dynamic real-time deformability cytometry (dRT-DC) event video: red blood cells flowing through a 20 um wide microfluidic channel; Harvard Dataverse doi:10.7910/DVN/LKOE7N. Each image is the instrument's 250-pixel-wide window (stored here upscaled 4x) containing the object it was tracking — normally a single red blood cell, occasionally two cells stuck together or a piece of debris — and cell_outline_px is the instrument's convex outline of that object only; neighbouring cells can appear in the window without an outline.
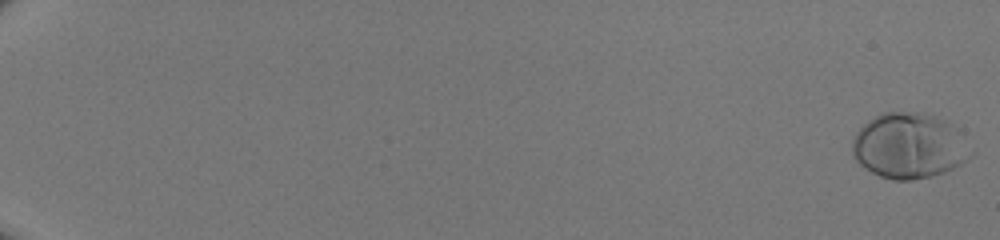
{"species": "human", "species_latin": "Homo sapiens", "temperature_condition": "room temperature", "stored_images_in_passage": 51, "camera_frame_rate_fps": 3000, "um_per_image_px": 0.085, "donor": {"sex": "male"}, "frame": {"image": 1, "passage_image": 1, "time_ms": 0.0, "image_size_px": [1000, 240], "cell_outline_px": [[976, 152], [968, 160], [944, 172], [932, 176], [912, 180], [892, 180], [880, 176], [864, 168], [852, 156], [852, 140], [856, 132], [868, 120], [884, 112], [924, 112], [936, 116], [944, 120], [956, 128]], "centroid_in_image_um": [77.3, 12.4], "position_along_channel_um": 7.7, "area_um2": 45.66}}
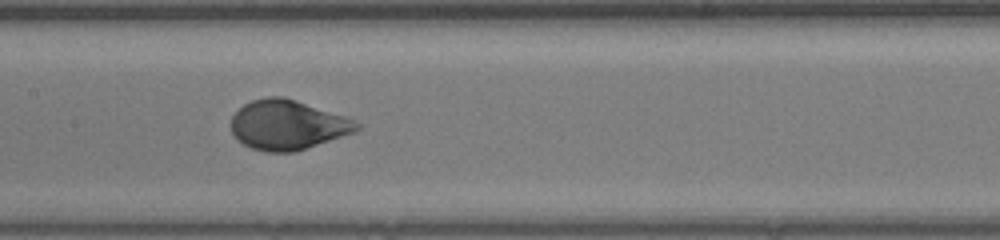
{"frame": {"image": 2, "passage_image": 30, "time_ms": 9.667, "image_size_px": [1000, 240], "cell_outline_px": [[360, 128], [356, 132], [296, 152], [268, 152], [252, 148], [236, 140], [232, 132], [232, 116], [244, 104], [252, 100], [268, 96], [284, 96], [348, 116], [356, 120], [360, 124]], "centroid_in_image_um": [24.49, 10.61], "position_along_channel_um": 182.9, "area_um2": 36.76}}
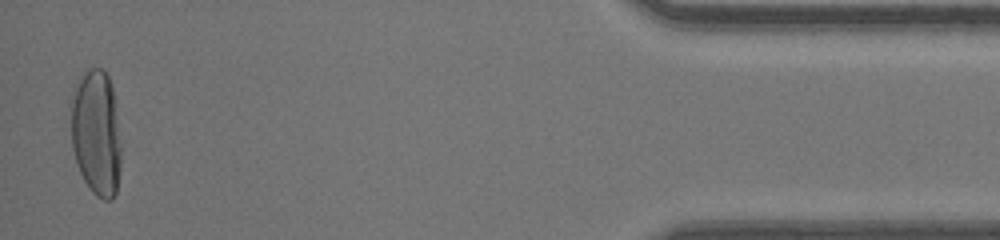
{"frame": {"image": 3, "passage_image": 51, "time_ms": 16.667, "image_size_px": [1000, 240], "cell_outline_px": [[120, 168], [116, 192], [112, 200], [104, 200], [96, 196], [92, 192], [84, 180], [80, 172], [72, 148], [72, 88], [84, 72], [88, 68], [104, 68], [108, 76], [112, 88], [120, 144]], "centroid_in_image_um": [8.17, 11.29], "position_along_channel_um": 427.0, "area_um2": 36.59}}